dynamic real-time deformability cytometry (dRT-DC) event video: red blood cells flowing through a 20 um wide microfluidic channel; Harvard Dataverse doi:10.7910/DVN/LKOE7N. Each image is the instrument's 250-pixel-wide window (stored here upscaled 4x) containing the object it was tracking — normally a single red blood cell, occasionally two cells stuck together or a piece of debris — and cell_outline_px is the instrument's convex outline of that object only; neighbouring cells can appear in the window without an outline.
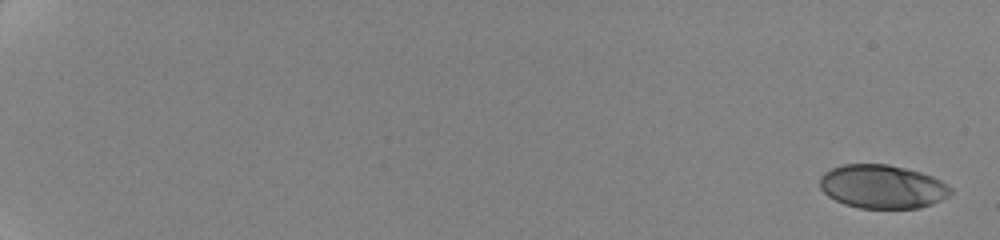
{"species": "human", "species_latin": "Homo sapiens", "temperature_condition": "cold", "stored_images_in_passage": 15, "camera_frame_rate_fps": 3000, "um_per_image_px": 0.085, "donor": {"sex": "female"}, "frame": {"image": 1, "passage_image": 1, "time_ms": 0.0, "image_size_px": [1000, 240], "cell_outline_px": [[952, 192], [948, 196], [932, 204], [920, 208], [860, 208], [844, 204], [828, 196], [820, 188], [820, 176], [824, 172], [840, 164], [888, 164], [920, 172], [932, 176], [948, 184], [952, 188]], "centroid_in_image_um": [74.99, 15.86], "position_along_channel_um": 10.0, "area_um2": 33.35}}
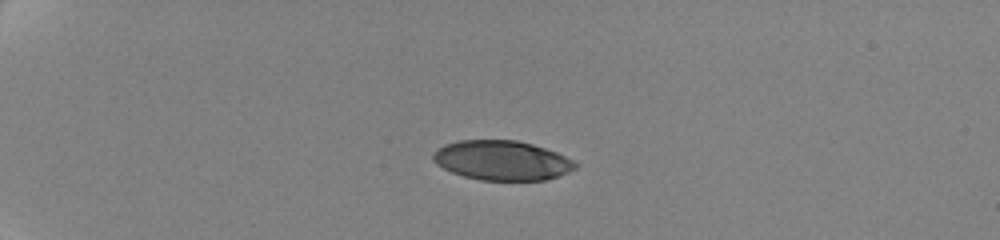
{"frame": {"image": 2, "passage_image": 13, "time_ms": 5.333, "image_size_px": [1000, 240], "cell_outline_px": [[576, 168], [568, 172], [544, 180], [480, 180], [464, 176], [452, 172], [436, 164], [432, 156], [436, 148], [444, 144], [460, 140], [516, 140], [532, 144], [556, 152], [572, 160], [576, 164]], "centroid_in_image_um": [42.63, 13.63], "position_along_channel_um": 42.4, "area_um2": 32.6}}